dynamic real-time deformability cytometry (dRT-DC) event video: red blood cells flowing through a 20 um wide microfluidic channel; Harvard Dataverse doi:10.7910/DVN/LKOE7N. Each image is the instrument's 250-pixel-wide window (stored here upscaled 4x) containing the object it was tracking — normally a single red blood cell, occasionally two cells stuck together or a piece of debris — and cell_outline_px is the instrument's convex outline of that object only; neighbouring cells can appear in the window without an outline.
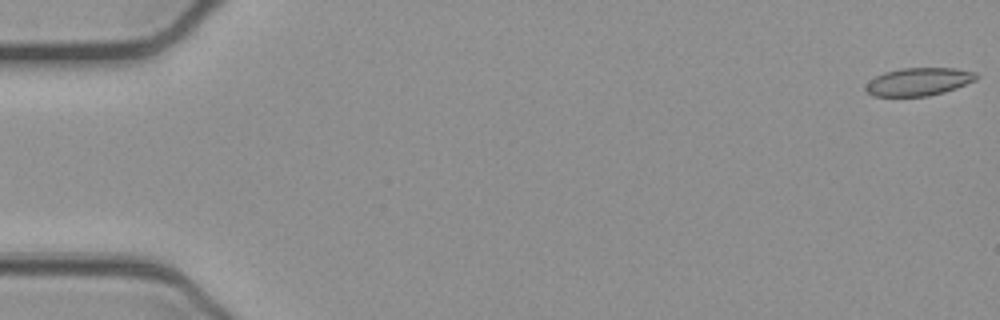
{"species": "common noctule bat (a hibernating species)", "species_latin": "Nyctalus noctula", "temperature_condition": "cold", "stored_images_in_passage": 53, "camera_frame_rate_fps": 3000, "um_per_image_px": 0.085, "animal": {"sex": "female", "body_mass_g": 21.9}, "frame": {"image": 1, "passage_image": 1, "time_ms": 0.0, "image_size_px": [1000, 320], "cell_outline_px": [[980, 76], [976, 80], [956, 88], [944, 92], [928, 96], [872, 96], [864, 88], [868, 80], [884, 72], [900, 68], [956, 68], [976, 72]], "centroid_in_image_um": [78.09, 6.94], "position_along_channel_um": 6.9, "area_um2": 18.15}}
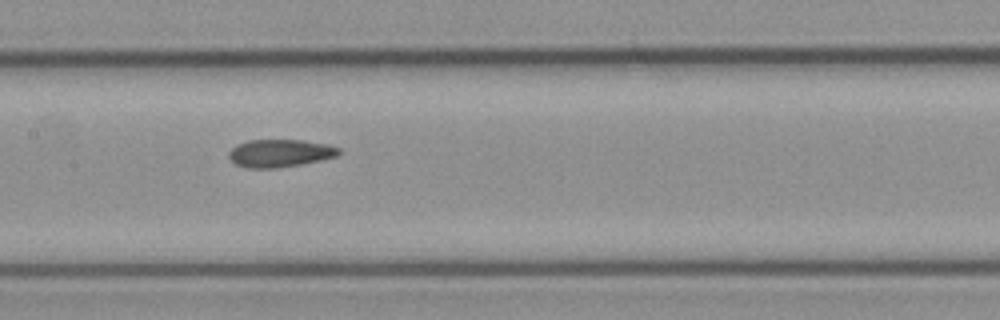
{"frame": {"image": 2, "passage_image": 26, "time_ms": 8.333, "image_size_px": [1000, 320], "cell_outline_px": [[340, 152], [336, 156], [320, 160], [300, 164], [276, 168], [248, 168], [236, 164], [228, 156], [228, 152], [236, 144], [248, 140], [300, 140], [328, 144], [340, 148]], "centroid_in_image_um": [23.77, 13.01], "position_along_channel_um": 183.6, "area_um2": 17.69}}
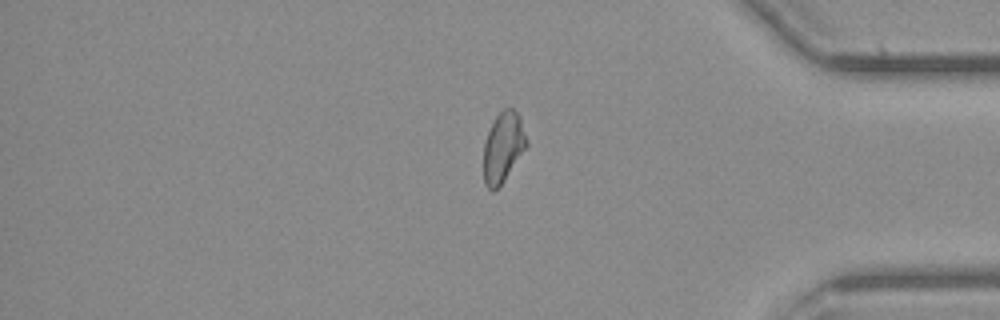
{"frame": {"image": 3, "passage_image": 44, "time_ms": 14.333, "image_size_px": [1000, 320], "cell_outline_px": [[528, 144], [504, 180], [492, 192], [484, 184], [484, 144], [488, 132], [496, 116], [504, 108], [512, 108], [520, 116], [528, 140]], "centroid_in_image_um": [42.77, 12.49], "position_along_channel_um": 392.4, "area_um2": 17.34}, "authors_computed_cell_mechanics": {"area_um2": 18.207, "velocity_mm_per_s": 3.9058, "shape_relaxation_time_tau1_ms": null, "shape_relaxation_time_tau2_ms": 3.4556, "deformation_change_tau1": null, "deformation_change_tau2": 0.0977}}